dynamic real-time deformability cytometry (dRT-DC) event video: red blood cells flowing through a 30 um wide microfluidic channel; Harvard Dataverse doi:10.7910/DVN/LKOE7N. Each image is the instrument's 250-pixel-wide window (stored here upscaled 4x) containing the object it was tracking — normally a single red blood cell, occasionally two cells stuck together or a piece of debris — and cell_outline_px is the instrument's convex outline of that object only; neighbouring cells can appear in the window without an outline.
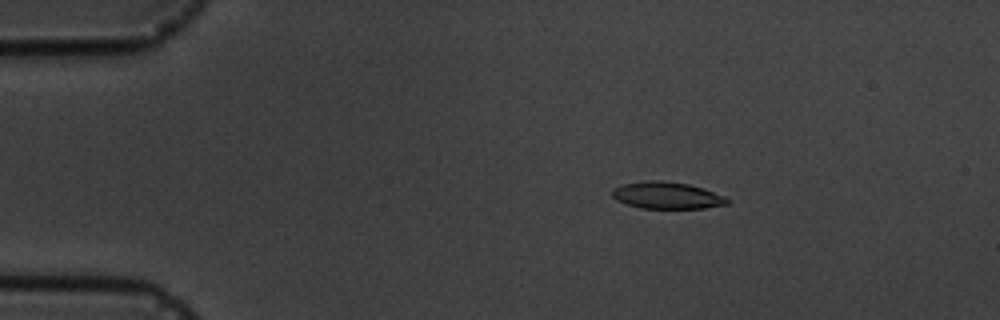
{"species": "common noctule bat (a hibernating species)", "species_latin": "Nyctalus noctula", "temperature_condition": "cold", "stored_images_in_passage": 5, "camera_frame_rate_fps": 3000, "um_per_image_px": 0.085, "animal": {"sex": "male", "body_mass_g": 19.5, "forearm_length_mm": 54.6}, "frame": {"image": 1, "passage_image": 3, "time_ms": 3.0, "image_size_px": [1000, 320], "cell_outline_px": [[728, 204], [704, 208], [640, 208], [616, 200], [612, 196], [612, 188], [624, 184], [644, 180], [660, 180], [688, 184], [724, 196], [728, 200]], "centroid_in_image_um": [56.63, 16.6], "position_along_channel_um": 28.4, "area_um2": 17.8}}